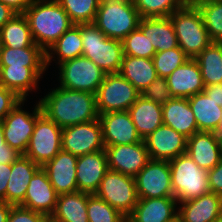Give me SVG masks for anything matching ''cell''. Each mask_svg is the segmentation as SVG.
Wrapping results in <instances>:
<instances>
[{"label": "cell", "instance_id": "17", "mask_svg": "<svg viewBox=\"0 0 222 222\" xmlns=\"http://www.w3.org/2000/svg\"><path fill=\"white\" fill-rule=\"evenodd\" d=\"M58 195L41 167L31 178L25 199L20 206L43 213L50 218L55 211Z\"/></svg>", "mask_w": 222, "mask_h": 222}, {"label": "cell", "instance_id": "8", "mask_svg": "<svg viewBox=\"0 0 222 222\" xmlns=\"http://www.w3.org/2000/svg\"><path fill=\"white\" fill-rule=\"evenodd\" d=\"M60 86L68 90L97 93L106 73L85 56L59 64Z\"/></svg>", "mask_w": 222, "mask_h": 222}, {"label": "cell", "instance_id": "9", "mask_svg": "<svg viewBox=\"0 0 222 222\" xmlns=\"http://www.w3.org/2000/svg\"><path fill=\"white\" fill-rule=\"evenodd\" d=\"M140 92L120 73L106 74L96 93V109L99 114L128 111Z\"/></svg>", "mask_w": 222, "mask_h": 222}, {"label": "cell", "instance_id": "35", "mask_svg": "<svg viewBox=\"0 0 222 222\" xmlns=\"http://www.w3.org/2000/svg\"><path fill=\"white\" fill-rule=\"evenodd\" d=\"M0 34L3 46L9 48H26L35 43L28 21L23 14H16L9 20L0 29Z\"/></svg>", "mask_w": 222, "mask_h": 222}, {"label": "cell", "instance_id": "15", "mask_svg": "<svg viewBox=\"0 0 222 222\" xmlns=\"http://www.w3.org/2000/svg\"><path fill=\"white\" fill-rule=\"evenodd\" d=\"M104 146L129 145L142 142L128 111L99 114Z\"/></svg>", "mask_w": 222, "mask_h": 222}, {"label": "cell", "instance_id": "4", "mask_svg": "<svg viewBox=\"0 0 222 222\" xmlns=\"http://www.w3.org/2000/svg\"><path fill=\"white\" fill-rule=\"evenodd\" d=\"M169 17L174 26L178 46L189 58H196L212 43L196 6L186 4Z\"/></svg>", "mask_w": 222, "mask_h": 222}, {"label": "cell", "instance_id": "24", "mask_svg": "<svg viewBox=\"0 0 222 222\" xmlns=\"http://www.w3.org/2000/svg\"><path fill=\"white\" fill-rule=\"evenodd\" d=\"M46 67L0 66V84L13 91L19 98L26 100L28 92L38 88V81Z\"/></svg>", "mask_w": 222, "mask_h": 222}, {"label": "cell", "instance_id": "21", "mask_svg": "<svg viewBox=\"0 0 222 222\" xmlns=\"http://www.w3.org/2000/svg\"><path fill=\"white\" fill-rule=\"evenodd\" d=\"M175 197L139 198L129 222H174L178 220ZM177 210V211H176Z\"/></svg>", "mask_w": 222, "mask_h": 222}, {"label": "cell", "instance_id": "5", "mask_svg": "<svg viewBox=\"0 0 222 222\" xmlns=\"http://www.w3.org/2000/svg\"><path fill=\"white\" fill-rule=\"evenodd\" d=\"M140 20L133 1L100 0L94 24L106 37L122 41L139 27Z\"/></svg>", "mask_w": 222, "mask_h": 222}, {"label": "cell", "instance_id": "56", "mask_svg": "<svg viewBox=\"0 0 222 222\" xmlns=\"http://www.w3.org/2000/svg\"><path fill=\"white\" fill-rule=\"evenodd\" d=\"M114 1H133V0H114Z\"/></svg>", "mask_w": 222, "mask_h": 222}, {"label": "cell", "instance_id": "38", "mask_svg": "<svg viewBox=\"0 0 222 222\" xmlns=\"http://www.w3.org/2000/svg\"><path fill=\"white\" fill-rule=\"evenodd\" d=\"M141 18L169 17L183 8L186 0H133Z\"/></svg>", "mask_w": 222, "mask_h": 222}, {"label": "cell", "instance_id": "12", "mask_svg": "<svg viewBox=\"0 0 222 222\" xmlns=\"http://www.w3.org/2000/svg\"><path fill=\"white\" fill-rule=\"evenodd\" d=\"M62 150L82 156L104 150L102 125L98 119L62 129Z\"/></svg>", "mask_w": 222, "mask_h": 222}, {"label": "cell", "instance_id": "54", "mask_svg": "<svg viewBox=\"0 0 222 222\" xmlns=\"http://www.w3.org/2000/svg\"><path fill=\"white\" fill-rule=\"evenodd\" d=\"M2 47H3V44H2V40H1V34H0V56H1Z\"/></svg>", "mask_w": 222, "mask_h": 222}, {"label": "cell", "instance_id": "51", "mask_svg": "<svg viewBox=\"0 0 222 222\" xmlns=\"http://www.w3.org/2000/svg\"><path fill=\"white\" fill-rule=\"evenodd\" d=\"M12 208V204L0 201V222H7Z\"/></svg>", "mask_w": 222, "mask_h": 222}, {"label": "cell", "instance_id": "43", "mask_svg": "<svg viewBox=\"0 0 222 222\" xmlns=\"http://www.w3.org/2000/svg\"><path fill=\"white\" fill-rule=\"evenodd\" d=\"M7 222H50L48 216L20 205H12Z\"/></svg>", "mask_w": 222, "mask_h": 222}, {"label": "cell", "instance_id": "33", "mask_svg": "<svg viewBox=\"0 0 222 222\" xmlns=\"http://www.w3.org/2000/svg\"><path fill=\"white\" fill-rule=\"evenodd\" d=\"M10 67H46V53L33 44L26 48L2 47L0 66Z\"/></svg>", "mask_w": 222, "mask_h": 222}, {"label": "cell", "instance_id": "31", "mask_svg": "<svg viewBox=\"0 0 222 222\" xmlns=\"http://www.w3.org/2000/svg\"><path fill=\"white\" fill-rule=\"evenodd\" d=\"M119 73L140 93L158 76L152 58L124 55Z\"/></svg>", "mask_w": 222, "mask_h": 222}, {"label": "cell", "instance_id": "49", "mask_svg": "<svg viewBox=\"0 0 222 222\" xmlns=\"http://www.w3.org/2000/svg\"><path fill=\"white\" fill-rule=\"evenodd\" d=\"M203 92L222 107V84L205 86Z\"/></svg>", "mask_w": 222, "mask_h": 222}, {"label": "cell", "instance_id": "2", "mask_svg": "<svg viewBox=\"0 0 222 222\" xmlns=\"http://www.w3.org/2000/svg\"><path fill=\"white\" fill-rule=\"evenodd\" d=\"M23 15L35 44L44 52L74 25L57 0H34Z\"/></svg>", "mask_w": 222, "mask_h": 222}, {"label": "cell", "instance_id": "6", "mask_svg": "<svg viewBox=\"0 0 222 222\" xmlns=\"http://www.w3.org/2000/svg\"><path fill=\"white\" fill-rule=\"evenodd\" d=\"M174 197L179 203L210 192L208 172L185 153L169 161Z\"/></svg>", "mask_w": 222, "mask_h": 222}, {"label": "cell", "instance_id": "7", "mask_svg": "<svg viewBox=\"0 0 222 222\" xmlns=\"http://www.w3.org/2000/svg\"><path fill=\"white\" fill-rule=\"evenodd\" d=\"M126 219L138 203L135 177L108 170L95 193Z\"/></svg>", "mask_w": 222, "mask_h": 222}, {"label": "cell", "instance_id": "36", "mask_svg": "<svg viewBox=\"0 0 222 222\" xmlns=\"http://www.w3.org/2000/svg\"><path fill=\"white\" fill-rule=\"evenodd\" d=\"M74 25L94 23L100 0H57Z\"/></svg>", "mask_w": 222, "mask_h": 222}, {"label": "cell", "instance_id": "20", "mask_svg": "<svg viewBox=\"0 0 222 222\" xmlns=\"http://www.w3.org/2000/svg\"><path fill=\"white\" fill-rule=\"evenodd\" d=\"M186 153L197 165L209 171L222 160V148L217 133L198 131L187 138Z\"/></svg>", "mask_w": 222, "mask_h": 222}, {"label": "cell", "instance_id": "18", "mask_svg": "<svg viewBox=\"0 0 222 222\" xmlns=\"http://www.w3.org/2000/svg\"><path fill=\"white\" fill-rule=\"evenodd\" d=\"M109 170L106 150L78 156L76 180L78 191L95 194Z\"/></svg>", "mask_w": 222, "mask_h": 222}, {"label": "cell", "instance_id": "13", "mask_svg": "<svg viewBox=\"0 0 222 222\" xmlns=\"http://www.w3.org/2000/svg\"><path fill=\"white\" fill-rule=\"evenodd\" d=\"M135 181L138 198L174 197L169 161L150 159Z\"/></svg>", "mask_w": 222, "mask_h": 222}, {"label": "cell", "instance_id": "22", "mask_svg": "<svg viewBox=\"0 0 222 222\" xmlns=\"http://www.w3.org/2000/svg\"><path fill=\"white\" fill-rule=\"evenodd\" d=\"M180 204L179 222H216L222 219V196L213 192Z\"/></svg>", "mask_w": 222, "mask_h": 222}, {"label": "cell", "instance_id": "46", "mask_svg": "<svg viewBox=\"0 0 222 222\" xmlns=\"http://www.w3.org/2000/svg\"><path fill=\"white\" fill-rule=\"evenodd\" d=\"M207 172L210 192L222 196V160Z\"/></svg>", "mask_w": 222, "mask_h": 222}, {"label": "cell", "instance_id": "26", "mask_svg": "<svg viewBox=\"0 0 222 222\" xmlns=\"http://www.w3.org/2000/svg\"><path fill=\"white\" fill-rule=\"evenodd\" d=\"M163 124L189 138L198 132L195 116L188 98H172L162 105Z\"/></svg>", "mask_w": 222, "mask_h": 222}, {"label": "cell", "instance_id": "50", "mask_svg": "<svg viewBox=\"0 0 222 222\" xmlns=\"http://www.w3.org/2000/svg\"><path fill=\"white\" fill-rule=\"evenodd\" d=\"M16 14L10 7L0 2V29Z\"/></svg>", "mask_w": 222, "mask_h": 222}, {"label": "cell", "instance_id": "53", "mask_svg": "<svg viewBox=\"0 0 222 222\" xmlns=\"http://www.w3.org/2000/svg\"><path fill=\"white\" fill-rule=\"evenodd\" d=\"M222 132V117H221V121H220V127L217 131V134L219 135Z\"/></svg>", "mask_w": 222, "mask_h": 222}, {"label": "cell", "instance_id": "48", "mask_svg": "<svg viewBox=\"0 0 222 222\" xmlns=\"http://www.w3.org/2000/svg\"><path fill=\"white\" fill-rule=\"evenodd\" d=\"M33 1L34 0H0L1 3L10 7L17 14H23Z\"/></svg>", "mask_w": 222, "mask_h": 222}, {"label": "cell", "instance_id": "34", "mask_svg": "<svg viewBox=\"0 0 222 222\" xmlns=\"http://www.w3.org/2000/svg\"><path fill=\"white\" fill-rule=\"evenodd\" d=\"M204 86L222 84V43L212 42L196 58Z\"/></svg>", "mask_w": 222, "mask_h": 222}, {"label": "cell", "instance_id": "55", "mask_svg": "<svg viewBox=\"0 0 222 222\" xmlns=\"http://www.w3.org/2000/svg\"><path fill=\"white\" fill-rule=\"evenodd\" d=\"M219 138H220V144H221V148H222V132L219 134Z\"/></svg>", "mask_w": 222, "mask_h": 222}, {"label": "cell", "instance_id": "44", "mask_svg": "<svg viewBox=\"0 0 222 222\" xmlns=\"http://www.w3.org/2000/svg\"><path fill=\"white\" fill-rule=\"evenodd\" d=\"M22 100L13 91L0 84V121Z\"/></svg>", "mask_w": 222, "mask_h": 222}, {"label": "cell", "instance_id": "27", "mask_svg": "<svg viewBox=\"0 0 222 222\" xmlns=\"http://www.w3.org/2000/svg\"><path fill=\"white\" fill-rule=\"evenodd\" d=\"M139 28L152 43L156 52L179 47L170 17L141 18Z\"/></svg>", "mask_w": 222, "mask_h": 222}, {"label": "cell", "instance_id": "1", "mask_svg": "<svg viewBox=\"0 0 222 222\" xmlns=\"http://www.w3.org/2000/svg\"><path fill=\"white\" fill-rule=\"evenodd\" d=\"M39 102L43 113L62 129L99 118L96 95L90 92L57 87Z\"/></svg>", "mask_w": 222, "mask_h": 222}, {"label": "cell", "instance_id": "11", "mask_svg": "<svg viewBox=\"0 0 222 222\" xmlns=\"http://www.w3.org/2000/svg\"><path fill=\"white\" fill-rule=\"evenodd\" d=\"M24 102L25 100H20L2 120L5 142L21 155L27 150L36 119L43 113L40 102L36 104L32 114L21 109Z\"/></svg>", "mask_w": 222, "mask_h": 222}, {"label": "cell", "instance_id": "19", "mask_svg": "<svg viewBox=\"0 0 222 222\" xmlns=\"http://www.w3.org/2000/svg\"><path fill=\"white\" fill-rule=\"evenodd\" d=\"M78 157L61 150L52 160L42 166L58 194L78 191L76 163Z\"/></svg>", "mask_w": 222, "mask_h": 222}, {"label": "cell", "instance_id": "16", "mask_svg": "<svg viewBox=\"0 0 222 222\" xmlns=\"http://www.w3.org/2000/svg\"><path fill=\"white\" fill-rule=\"evenodd\" d=\"M150 159L170 161L187 150V137L162 124L144 139Z\"/></svg>", "mask_w": 222, "mask_h": 222}, {"label": "cell", "instance_id": "32", "mask_svg": "<svg viewBox=\"0 0 222 222\" xmlns=\"http://www.w3.org/2000/svg\"><path fill=\"white\" fill-rule=\"evenodd\" d=\"M46 53V69L50 65L53 55L56 54L58 65L82 56L83 44L81 38V25H73L64 32L60 38L45 52Z\"/></svg>", "mask_w": 222, "mask_h": 222}, {"label": "cell", "instance_id": "41", "mask_svg": "<svg viewBox=\"0 0 222 222\" xmlns=\"http://www.w3.org/2000/svg\"><path fill=\"white\" fill-rule=\"evenodd\" d=\"M123 54L134 57L153 58L156 53L152 43L138 27L122 40Z\"/></svg>", "mask_w": 222, "mask_h": 222}, {"label": "cell", "instance_id": "45", "mask_svg": "<svg viewBox=\"0 0 222 222\" xmlns=\"http://www.w3.org/2000/svg\"><path fill=\"white\" fill-rule=\"evenodd\" d=\"M21 154L15 149L11 148L4 139V131L2 121H0V163L12 164Z\"/></svg>", "mask_w": 222, "mask_h": 222}, {"label": "cell", "instance_id": "40", "mask_svg": "<svg viewBox=\"0 0 222 222\" xmlns=\"http://www.w3.org/2000/svg\"><path fill=\"white\" fill-rule=\"evenodd\" d=\"M152 59L157 75L167 78L176 68L183 65L189 57L180 47H177L156 52Z\"/></svg>", "mask_w": 222, "mask_h": 222}, {"label": "cell", "instance_id": "14", "mask_svg": "<svg viewBox=\"0 0 222 222\" xmlns=\"http://www.w3.org/2000/svg\"><path fill=\"white\" fill-rule=\"evenodd\" d=\"M105 150L109 169L132 177L150 160L144 140L129 145L107 146Z\"/></svg>", "mask_w": 222, "mask_h": 222}, {"label": "cell", "instance_id": "3", "mask_svg": "<svg viewBox=\"0 0 222 222\" xmlns=\"http://www.w3.org/2000/svg\"><path fill=\"white\" fill-rule=\"evenodd\" d=\"M80 25L82 55L90 59L106 74L119 73L124 56L122 41L106 37L94 23Z\"/></svg>", "mask_w": 222, "mask_h": 222}, {"label": "cell", "instance_id": "47", "mask_svg": "<svg viewBox=\"0 0 222 222\" xmlns=\"http://www.w3.org/2000/svg\"><path fill=\"white\" fill-rule=\"evenodd\" d=\"M11 175V164L0 163V201L6 202V188Z\"/></svg>", "mask_w": 222, "mask_h": 222}, {"label": "cell", "instance_id": "28", "mask_svg": "<svg viewBox=\"0 0 222 222\" xmlns=\"http://www.w3.org/2000/svg\"><path fill=\"white\" fill-rule=\"evenodd\" d=\"M128 112L142 140L163 124L162 105L143 98L141 95Z\"/></svg>", "mask_w": 222, "mask_h": 222}, {"label": "cell", "instance_id": "37", "mask_svg": "<svg viewBox=\"0 0 222 222\" xmlns=\"http://www.w3.org/2000/svg\"><path fill=\"white\" fill-rule=\"evenodd\" d=\"M195 6L202 15L212 42L222 43V0L202 2Z\"/></svg>", "mask_w": 222, "mask_h": 222}, {"label": "cell", "instance_id": "52", "mask_svg": "<svg viewBox=\"0 0 222 222\" xmlns=\"http://www.w3.org/2000/svg\"><path fill=\"white\" fill-rule=\"evenodd\" d=\"M209 1H216V0H186L187 4L193 5V6L200 4L202 2H209Z\"/></svg>", "mask_w": 222, "mask_h": 222}, {"label": "cell", "instance_id": "42", "mask_svg": "<svg viewBox=\"0 0 222 222\" xmlns=\"http://www.w3.org/2000/svg\"><path fill=\"white\" fill-rule=\"evenodd\" d=\"M140 95L160 105L166 104L173 98L168 89L166 78L161 76H157L147 88L141 91Z\"/></svg>", "mask_w": 222, "mask_h": 222}, {"label": "cell", "instance_id": "29", "mask_svg": "<svg viewBox=\"0 0 222 222\" xmlns=\"http://www.w3.org/2000/svg\"><path fill=\"white\" fill-rule=\"evenodd\" d=\"M89 193L76 191L58 195L50 222H88L87 201Z\"/></svg>", "mask_w": 222, "mask_h": 222}, {"label": "cell", "instance_id": "39", "mask_svg": "<svg viewBox=\"0 0 222 222\" xmlns=\"http://www.w3.org/2000/svg\"><path fill=\"white\" fill-rule=\"evenodd\" d=\"M88 222H124L126 218L96 194L87 201Z\"/></svg>", "mask_w": 222, "mask_h": 222}, {"label": "cell", "instance_id": "23", "mask_svg": "<svg viewBox=\"0 0 222 222\" xmlns=\"http://www.w3.org/2000/svg\"><path fill=\"white\" fill-rule=\"evenodd\" d=\"M166 80L173 98H190L202 92L205 87L199 64L191 58L176 68Z\"/></svg>", "mask_w": 222, "mask_h": 222}, {"label": "cell", "instance_id": "30", "mask_svg": "<svg viewBox=\"0 0 222 222\" xmlns=\"http://www.w3.org/2000/svg\"><path fill=\"white\" fill-rule=\"evenodd\" d=\"M195 116L198 131L217 133L222 117V107L203 91L188 98Z\"/></svg>", "mask_w": 222, "mask_h": 222}, {"label": "cell", "instance_id": "25", "mask_svg": "<svg viewBox=\"0 0 222 222\" xmlns=\"http://www.w3.org/2000/svg\"><path fill=\"white\" fill-rule=\"evenodd\" d=\"M40 168L41 166L24 155H20L11 164V175L6 188L7 203L20 205L24 201L29 182Z\"/></svg>", "mask_w": 222, "mask_h": 222}, {"label": "cell", "instance_id": "10", "mask_svg": "<svg viewBox=\"0 0 222 222\" xmlns=\"http://www.w3.org/2000/svg\"><path fill=\"white\" fill-rule=\"evenodd\" d=\"M61 138L62 128L42 113L36 119L24 156L42 167L62 150Z\"/></svg>", "mask_w": 222, "mask_h": 222}]
</instances>
